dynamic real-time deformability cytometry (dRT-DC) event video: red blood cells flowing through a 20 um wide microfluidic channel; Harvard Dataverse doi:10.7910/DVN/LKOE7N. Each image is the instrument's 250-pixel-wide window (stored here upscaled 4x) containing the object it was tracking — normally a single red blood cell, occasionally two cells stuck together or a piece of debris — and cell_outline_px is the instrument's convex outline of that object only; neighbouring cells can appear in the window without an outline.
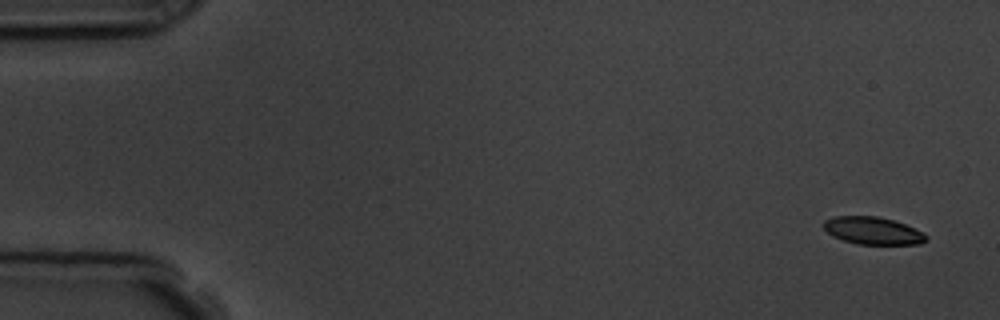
{"species": "common noctule bat (a hibernating species)", "species_latin": "Nyctalus noctula", "temperature_condition": "room temperature", "stored_images_in_passage": 5, "camera_frame_rate_fps": 3000, "um_per_image_px": 0.085, "animal": {"sex": "male", "body_mass_g": 19.5, "forearm_length_mm": 54.6}, "frame": {"image": 1, "passage_image": 1, "time_ms": 0.0, "image_size_px": [1000, 320], "cell_outline_px": [[928, 240], [920, 244], [856, 244], [832, 236], [824, 228], [824, 220], [832, 216], [876, 216], [892, 220], [904, 224], [924, 232], [928, 236]], "centroid_in_image_um": [74.2, 19.61], "position_along_channel_um": 10.8, "area_um2": 16.42}}
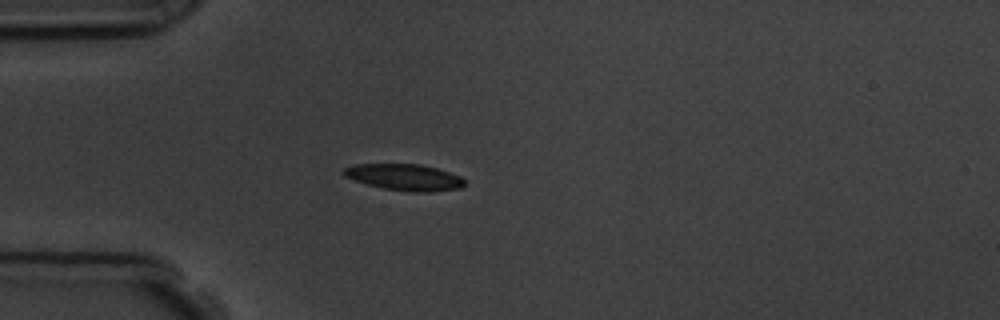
{"frame": {"image": 2, "passage_image": 5, "time_ms": 4.333, "image_size_px": [1000, 320], "cell_outline_px": [[464, 184], [460, 188], [428, 192], [412, 192], [384, 188], [368, 184], [344, 176], [340, 172], [344, 168], [356, 164], [420, 164], [436, 168], [460, 176], [464, 180]], "centroid_in_image_um": [34.36, 15.06], "position_along_channel_um": 50.6, "area_um2": 18.38}}